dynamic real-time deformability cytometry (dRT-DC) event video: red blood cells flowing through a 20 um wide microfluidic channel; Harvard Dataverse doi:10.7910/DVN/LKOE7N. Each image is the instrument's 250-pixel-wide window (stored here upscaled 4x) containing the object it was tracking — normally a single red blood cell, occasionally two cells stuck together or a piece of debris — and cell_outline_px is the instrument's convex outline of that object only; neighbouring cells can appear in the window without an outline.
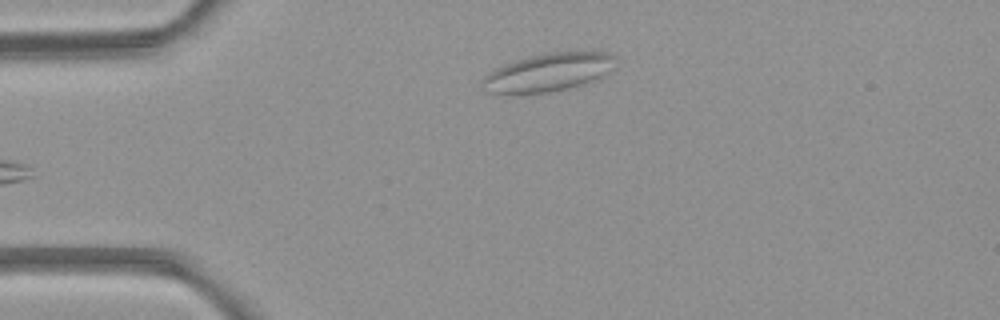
{"species": "common noctule bat (a hibernating species)", "species_latin": "Nyctalus noctula", "temperature_condition": "room temperature", "stored_images_in_passage": 4, "camera_frame_rate_fps": 3000, "um_per_image_px": 0.085, "animal": {"sex": "female", "body_mass_g": 21.9}, "frame": {"image": 1, "passage_image": 4, "time_ms": 3.333, "image_size_px": [1000, 320], "cell_outline_px": [[616, 68], [604, 76], [596, 80], [568, 88], [544, 92], [484, 92], [480, 84], [480, 80], [488, 72], [504, 64], [528, 56], [544, 52], [608, 52], [616, 56]], "centroid_in_image_um": [46.65, 6.12], "position_along_channel_um": 38.4, "area_um2": 29.71}}